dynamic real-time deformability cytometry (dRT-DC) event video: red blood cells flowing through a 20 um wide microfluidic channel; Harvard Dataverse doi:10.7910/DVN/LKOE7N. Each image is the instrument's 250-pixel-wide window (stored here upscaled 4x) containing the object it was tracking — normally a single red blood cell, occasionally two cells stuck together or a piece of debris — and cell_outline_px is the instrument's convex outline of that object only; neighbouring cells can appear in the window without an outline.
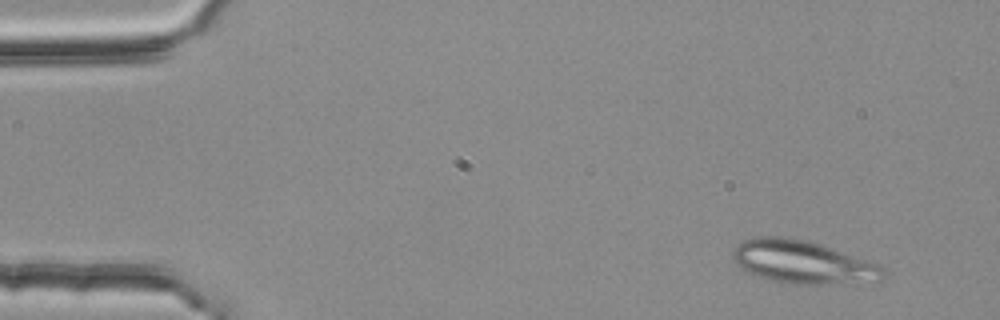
{"species": "common noctule bat (a hibernating species)", "species_latin": "Nyctalus noctula", "temperature_condition": "room temperature", "stored_images_in_passage": 3, "camera_frame_rate_fps": 3000, "um_per_image_px": 0.085, "animal": {"sex": "female", "body_mass_g": 25.1}, "frame": {"image": 1, "passage_image": 1, "time_ms": 0.0, "image_size_px": [1000, 320], "cell_outline_px": [[884, 276], [880, 280], [820, 284], [788, 284], [760, 276], [748, 272], [736, 264], [732, 256], [732, 252], [744, 240], [760, 236], [780, 236], [808, 240], [880, 264], [884, 268]], "centroid_in_image_um": [68.23, 22.26], "position_along_channel_um": 16.8, "area_um2": 37.22}}